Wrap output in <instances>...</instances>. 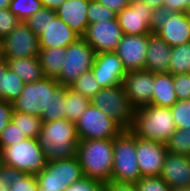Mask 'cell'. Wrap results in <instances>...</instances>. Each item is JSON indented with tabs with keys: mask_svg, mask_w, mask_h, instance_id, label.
Masks as SVG:
<instances>
[{
	"mask_svg": "<svg viewBox=\"0 0 190 191\" xmlns=\"http://www.w3.org/2000/svg\"><path fill=\"white\" fill-rule=\"evenodd\" d=\"M37 139L47 162L76 157L79 138L75 122L65 118L43 122Z\"/></svg>",
	"mask_w": 190,
	"mask_h": 191,
	"instance_id": "1",
	"label": "cell"
},
{
	"mask_svg": "<svg viewBox=\"0 0 190 191\" xmlns=\"http://www.w3.org/2000/svg\"><path fill=\"white\" fill-rule=\"evenodd\" d=\"M6 58L0 59V100L5 101V73L8 69Z\"/></svg>",
	"mask_w": 190,
	"mask_h": 191,
	"instance_id": "48",
	"label": "cell"
},
{
	"mask_svg": "<svg viewBox=\"0 0 190 191\" xmlns=\"http://www.w3.org/2000/svg\"><path fill=\"white\" fill-rule=\"evenodd\" d=\"M0 157L2 164L27 174L40 173L47 163L37 138H25L22 142L5 147Z\"/></svg>",
	"mask_w": 190,
	"mask_h": 191,
	"instance_id": "6",
	"label": "cell"
},
{
	"mask_svg": "<svg viewBox=\"0 0 190 191\" xmlns=\"http://www.w3.org/2000/svg\"><path fill=\"white\" fill-rule=\"evenodd\" d=\"M123 36L117 19L89 24L83 38L95 54L115 51Z\"/></svg>",
	"mask_w": 190,
	"mask_h": 191,
	"instance_id": "13",
	"label": "cell"
},
{
	"mask_svg": "<svg viewBox=\"0 0 190 191\" xmlns=\"http://www.w3.org/2000/svg\"><path fill=\"white\" fill-rule=\"evenodd\" d=\"M166 144L136 137V156L142 177L160 176Z\"/></svg>",
	"mask_w": 190,
	"mask_h": 191,
	"instance_id": "16",
	"label": "cell"
},
{
	"mask_svg": "<svg viewBox=\"0 0 190 191\" xmlns=\"http://www.w3.org/2000/svg\"><path fill=\"white\" fill-rule=\"evenodd\" d=\"M76 157L84 176L104 184L111 181L113 139L79 140Z\"/></svg>",
	"mask_w": 190,
	"mask_h": 191,
	"instance_id": "2",
	"label": "cell"
},
{
	"mask_svg": "<svg viewBox=\"0 0 190 191\" xmlns=\"http://www.w3.org/2000/svg\"><path fill=\"white\" fill-rule=\"evenodd\" d=\"M66 0H41L43 7L56 10Z\"/></svg>",
	"mask_w": 190,
	"mask_h": 191,
	"instance_id": "49",
	"label": "cell"
},
{
	"mask_svg": "<svg viewBox=\"0 0 190 191\" xmlns=\"http://www.w3.org/2000/svg\"><path fill=\"white\" fill-rule=\"evenodd\" d=\"M123 86L135 109L150 105L154 92V73L145 69L127 72Z\"/></svg>",
	"mask_w": 190,
	"mask_h": 191,
	"instance_id": "17",
	"label": "cell"
},
{
	"mask_svg": "<svg viewBox=\"0 0 190 191\" xmlns=\"http://www.w3.org/2000/svg\"><path fill=\"white\" fill-rule=\"evenodd\" d=\"M150 29L171 47L190 42V21L186 13H174L166 7L153 9Z\"/></svg>",
	"mask_w": 190,
	"mask_h": 191,
	"instance_id": "5",
	"label": "cell"
},
{
	"mask_svg": "<svg viewBox=\"0 0 190 191\" xmlns=\"http://www.w3.org/2000/svg\"><path fill=\"white\" fill-rule=\"evenodd\" d=\"M111 180L136 183L142 176L136 156V136L128 129L113 139Z\"/></svg>",
	"mask_w": 190,
	"mask_h": 191,
	"instance_id": "4",
	"label": "cell"
},
{
	"mask_svg": "<svg viewBox=\"0 0 190 191\" xmlns=\"http://www.w3.org/2000/svg\"><path fill=\"white\" fill-rule=\"evenodd\" d=\"M38 191H47V190H44V189L39 188Z\"/></svg>",
	"mask_w": 190,
	"mask_h": 191,
	"instance_id": "56",
	"label": "cell"
},
{
	"mask_svg": "<svg viewBox=\"0 0 190 191\" xmlns=\"http://www.w3.org/2000/svg\"><path fill=\"white\" fill-rule=\"evenodd\" d=\"M170 153L190 156V128L176 129L166 143Z\"/></svg>",
	"mask_w": 190,
	"mask_h": 191,
	"instance_id": "31",
	"label": "cell"
},
{
	"mask_svg": "<svg viewBox=\"0 0 190 191\" xmlns=\"http://www.w3.org/2000/svg\"><path fill=\"white\" fill-rule=\"evenodd\" d=\"M26 174L16 168L0 164V180L9 186L14 185L18 178H23Z\"/></svg>",
	"mask_w": 190,
	"mask_h": 191,
	"instance_id": "43",
	"label": "cell"
},
{
	"mask_svg": "<svg viewBox=\"0 0 190 191\" xmlns=\"http://www.w3.org/2000/svg\"><path fill=\"white\" fill-rule=\"evenodd\" d=\"M4 58H34L39 56V39L28 27L20 21L17 27L4 39Z\"/></svg>",
	"mask_w": 190,
	"mask_h": 191,
	"instance_id": "12",
	"label": "cell"
},
{
	"mask_svg": "<svg viewBox=\"0 0 190 191\" xmlns=\"http://www.w3.org/2000/svg\"><path fill=\"white\" fill-rule=\"evenodd\" d=\"M12 121L27 138H38L43 123L40 116L13 111Z\"/></svg>",
	"mask_w": 190,
	"mask_h": 191,
	"instance_id": "28",
	"label": "cell"
},
{
	"mask_svg": "<svg viewBox=\"0 0 190 191\" xmlns=\"http://www.w3.org/2000/svg\"><path fill=\"white\" fill-rule=\"evenodd\" d=\"M169 62L170 74L190 73V42L172 47Z\"/></svg>",
	"mask_w": 190,
	"mask_h": 191,
	"instance_id": "27",
	"label": "cell"
},
{
	"mask_svg": "<svg viewBox=\"0 0 190 191\" xmlns=\"http://www.w3.org/2000/svg\"><path fill=\"white\" fill-rule=\"evenodd\" d=\"M177 100L190 99V73L173 75Z\"/></svg>",
	"mask_w": 190,
	"mask_h": 191,
	"instance_id": "40",
	"label": "cell"
},
{
	"mask_svg": "<svg viewBox=\"0 0 190 191\" xmlns=\"http://www.w3.org/2000/svg\"><path fill=\"white\" fill-rule=\"evenodd\" d=\"M13 105L10 102L0 100V133L12 120Z\"/></svg>",
	"mask_w": 190,
	"mask_h": 191,
	"instance_id": "44",
	"label": "cell"
},
{
	"mask_svg": "<svg viewBox=\"0 0 190 191\" xmlns=\"http://www.w3.org/2000/svg\"><path fill=\"white\" fill-rule=\"evenodd\" d=\"M43 8L41 0H11L9 10L20 20L26 21L29 17Z\"/></svg>",
	"mask_w": 190,
	"mask_h": 191,
	"instance_id": "32",
	"label": "cell"
},
{
	"mask_svg": "<svg viewBox=\"0 0 190 191\" xmlns=\"http://www.w3.org/2000/svg\"><path fill=\"white\" fill-rule=\"evenodd\" d=\"M80 36L74 32L58 16L49 17V23L43 33L38 36L40 49L46 48H67Z\"/></svg>",
	"mask_w": 190,
	"mask_h": 191,
	"instance_id": "20",
	"label": "cell"
},
{
	"mask_svg": "<svg viewBox=\"0 0 190 191\" xmlns=\"http://www.w3.org/2000/svg\"><path fill=\"white\" fill-rule=\"evenodd\" d=\"M63 191H105V184L84 176Z\"/></svg>",
	"mask_w": 190,
	"mask_h": 191,
	"instance_id": "41",
	"label": "cell"
},
{
	"mask_svg": "<svg viewBox=\"0 0 190 191\" xmlns=\"http://www.w3.org/2000/svg\"><path fill=\"white\" fill-rule=\"evenodd\" d=\"M25 82L10 68L5 73V101L13 103L21 95Z\"/></svg>",
	"mask_w": 190,
	"mask_h": 191,
	"instance_id": "33",
	"label": "cell"
},
{
	"mask_svg": "<svg viewBox=\"0 0 190 191\" xmlns=\"http://www.w3.org/2000/svg\"><path fill=\"white\" fill-rule=\"evenodd\" d=\"M79 140L114 139L124 129L91 103L75 122Z\"/></svg>",
	"mask_w": 190,
	"mask_h": 191,
	"instance_id": "11",
	"label": "cell"
},
{
	"mask_svg": "<svg viewBox=\"0 0 190 191\" xmlns=\"http://www.w3.org/2000/svg\"><path fill=\"white\" fill-rule=\"evenodd\" d=\"M98 3L108 7L118 14L129 6L128 0H96Z\"/></svg>",
	"mask_w": 190,
	"mask_h": 191,
	"instance_id": "47",
	"label": "cell"
},
{
	"mask_svg": "<svg viewBox=\"0 0 190 191\" xmlns=\"http://www.w3.org/2000/svg\"><path fill=\"white\" fill-rule=\"evenodd\" d=\"M186 14H187V17H188V19L190 21V7L187 9Z\"/></svg>",
	"mask_w": 190,
	"mask_h": 191,
	"instance_id": "55",
	"label": "cell"
},
{
	"mask_svg": "<svg viewBox=\"0 0 190 191\" xmlns=\"http://www.w3.org/2000/svg\"><path fill=\"white\" fill-rule=\"evenodd\" d=\"M69 87L89 100L102 89L91 70L83 73Z\"/></svg>",
	"mask_w": 190,
	"mask_h": 191,
	"instance_id": "30",
	"label": "cell"
},
{
	"mask_svg": "<svg viewBox=\"0 0 190 191\" xmlns=\"http://www.w3.org/2000/svg\"><path fill=\"white\" fill-rule=\"evenodd\" d=\"M172 47L156 34L148 35L145 70L154 74L169 73Z\"/></svg>",
	"mask_w": 190,
	"mask_h": 191,
	"instance_id": "22",
	"label": "cell"
},
{
	"mask_svg": "<svg viewBox=\"0 0 190 191\" xmlns=\"http://www.w3.org/2000/svg\"><path fill=\"white\" fill-rule=\"evenodd\" d=\"M147 6L151 7L152 9H157L163 7L164 0H141Z\"/></svg>",
	"mask_w": 190,
	"mask_h": 191,
	"instance_id": "50",
	"label": "cell"
},
{
	"mask_svg": "<svg viewBox=\"0 0 190 191\" xmlns=\"http://www.w3.org/2000/svg\"><path fill=\"white\" fill-rule=\"evenodd\" d=\"M39 183L36 174H26L18 178L14 185L9 186L8 191H38Z\"/></svg>",
	"mask_w": 190,
	"mask_h": 191,
	"instance_id": "42",
	"label": "cell"
},
{
	"mask_svg": "<svg viewBox=\"0 0 190 191\" xmlns=\"http://www.w3.org/2000/svg\"><path fill=\"white\" fill-rule=\"evenodd\" d=\"M89 104L90 100L84 95L65 87V119L76 122Z\"/></svg>",
	"mask_w": 190,
	"mask_h": 191,
	"instance_id": "26",
	"label": "cell"
},
{
	"mask_svg": "<svg viewBox=\"0 0 190 191\" xmlns=\"http://www.w3.org/2000/svg\"><path fill=\"white\" fill-rule=\"evenodd\" d=\"M60 86L56 79L49 77L25 83L21 95L12 103L13 111L41 116V113L49 108L51 95Z\"/></svg>",
	"mask_w": 190,
	"mask_h": 191,
	"instance_id": "9",
	"label": "cell"
},
{
	"mask_svg": "<svg viewBox=\"0 0 190 191\" xmlns=\"http://www.w3.org/2000/svg\"><path fill=\"white\" fill-rule=\"evenodd\" d=\"M4 58V41L0 37V59Z\"/></svg>",
	"mask_w": 190,
	"mask_h": 191,
	"instance_id": "52",
	"label": "cell"
},
{
	"mask_svg": "<svg viewBox=\"0 0 190 191\" xmlns=\"http://www.w3.org/2000/svg\"><path fill=\"white\" fill-rule=\"evenodd\" d=\"M66 48H46L40 49L39 60L43 68L45 77L57 79L63 67Z\"/></svg>",
	"mask_w": 190,
	"mask_h": 191,
	"instance_id": "25",
	"label": "cell"
},
{
	"mask_svg": "<svg viewBox=\"0 0 190 191\" xmlns=\"http://www.w3.org/2000/svg\"><path fill=\"white\" fill-rule=\"evenodd\" d=\"M90 103L116 121L124 130L131 128L135 108L131 105L123 84L102 88L93 96Z\"/></svg>",
	"mask_w": 190,
	"mask_h": 191,
	"instance_id": "7",
	"label": "cell"
},
{
	"mask_svg": "<svg viewBox=\"0 0 190 191\" xmlns=\"http://www.w3.org/2000/svg\"><path fill=\"white\" fill-rule=\"evenodd\" d=\"M170 187H190V156L167 152L160 174Z\"/></svg>",
	"mask_w": 190,
	"mask_h": 191,
	"instance_id": "19",
	"label": "cell"
},
{
	"mask_svg": "<svg viewBox=\"0 0 190 191\" xmlns=\"http://www.w3.org/2000/svg\"><path fill=\"white\" fill-rule=\"evenodd\" d=\"M95 51L83 37L66 48L63 67L56 79L63 87H69L77 78L86 71L91 70Z\"/></svg>",
	"mask_w": 190,
	"mask_h": 191,
	"instance_id": "10",
	"label": "cell"
},
{
	"mask_svg": "<svg viewBox=\"0 0 190 191\" xmlns=\"http://www.w3.org/2000/svg\"><path fill=\"white\" fill-rule=\"evenodd\" d=\"M86 15L89 24L117 19L116 12L98 3L96 0L90 1Z\"/></svg>",
	"mask_w": 190,
	"mask_h": 191,
	"instance_id": "36",
	"label": "cell"
},
{
	"mask_svg": "<svg viewBox=\"0 0 190 191\" xmlns=\"http://www.w3.org/2000/svg\"><path fill=\"white\" fill-rule=\"evenodd\" d=\"M25 138L24 133L18 128L12 120L7 127L0 133V152L12 144L22 142Z\"/></svg>",
	"mask_w": 190,
	"mask_h": 191,
	"instance_id": "37",
	"label": "cell"
},
{
	"mask_svg": "<svg viewBox=\"0 0 190 191\" xmlns=\"http://www.w3.org/2000/svg\"><path fill=\"white\" fill-rule=\"evenodd\" d=\"M153 9L141 0L129 3V6L117 14L119 26L123 34L149 35Z\"/></svg>",
	"mask_w": 190,
	"mask_h": 191,
	"instance_id": "15",
	"label": "cell"
},
{
	"mask_svg": "<svg viewBox=\"0 0 190 191\" xmlns=\"http://www.w3.org/2000/svg\"><path fill=\"white\" fill-rule=\"evenodd\" d=\"M136 186L138 191H171V188L160 176L141 177L136 182Z\"/></svg>",
	"mask_w": 190,
	"mask_h": 191,
	"instance_id": "38",
	"label": "cell"
},
{
	"mask_svg": "<svg viewBox=\"0 0 190 191\" xmlns=\"http://www.w3.org/2000/svg\"><path fill=\"white\" fill-rule=\"evenodd\" d=\"M153 89L151 105L171 108L178 101L174 89L173 75L170 73L154 74Z\"/></svg>",
	"mask_w": 190,
	"mask_h": 191,
	"instance_id": "23",
	"label": "cell"
},
{
	"mask_svg": "<svg viewBox=\"0 0 190 191\" xmlns=\"http://www.w3.org/2000/svg\"><path fill=\"white\" fill-rule=\"evenodd\" d=\"M8 67L25 83L39 81L45 77L39 57L6 59Z\"/></svg>",
	"mask_w": 190,
	"mask_h": 191,
	"instance_id": "24",
	"label": "cell"
},
{
	"mask_svg": "<svg viewBox=\"0 0 190 191\" xmlns=\"http://www.w3.org/2000/svg\"><path fill=\"white\" fill-rule=\"evenodd\" d=\"M65 87L60 86L51 95L48 110L41 113L42 122H50L65 118Z\"/></svg>",
	"mask_w": 190,
	"mask_h": 191,
	"instance_id": "29",
	"label": "cell"
},
{
	"mask_svg": "<svg viewBox=\"0 0 190 191\" xmlns=\"http://www.w3.org/2000/svg\"><path fill=\"white\" fill-rule=\"evenodd\" d=\"M54 10L48 8H41L31 17H29L25 22L27 23L29 29L37 36L43 33L44 29L49 23V17H56Z\"/></svg>",
	"mask_w": 190,
	"mask_h": 191,
	"instance_id": "34",
	"label": "cell"
},
{
	"mask_svg": "<svg viewBox=\"0 0 190 191\" xmlns=\"http://www.w3.org/2000/svg\"><path fill=\"white\" fill-rule=\"evenodd\" d=\"M36 177L39 188L47 191H63L84 175L79 160L74 157L47 162Z\"/></svg>",
	"mask_w": 190,
	"mask_h": 191,
	"instance_id": "8",
	"label": "cell"
},
{
	"mask_svg": "<svg viewBox=\"0 0 190 191\" xmlns=\"http://www.w3.org/2000/svg\"><path fill=\"white\" fill-rule=\"evenodd\" d=\"M8 189H9V185L8 184H4L0 180V191H8Z\"/></svg>",
	"mask_w": 190,
	"mask_h": 191,
	"instance_id": "54",
	"label": "cell"
},
{
	"mask_svg": "<svg viewBox=\"0 0 190 191\" xmlns=\"http://www.w3.org/2000/svg\"><path fill=\"white\" fill-rule=\"evenodd\" d=\"M91 0H66L56 10V15L80 37L85 35L89 21L87 9Z\"/></svg>",
	"mask_w": 190,
	"mask_h": 191,
	"instance_id": "21",
	"label": "cell"
},
{
	"mask_svg": "<svg viewBox=\"0 0 190 191\" xmlns=\"http://www.w3.org/2000/svg\"><path fill=\"white\" fill-rule=\"evenodd\" d=\"M170 109L176 129L190 128V99L178 100Z\"/></svg>",
	"mask_w": 190,
	"mask_h": 191,
	"instance_id": "35",
	"label": "cell"
},
{
	"mask_svg": "<svg viewBox=\"0 0 190 191\" xmlns=\"http://www.w3.org/2000/svg\"><path fill=\"white\" fill-rule=\"evenodd\" d=\"M20 23V20L8 9H0V37L8 36Z\"/></svg>",
	"mask_w": 190,
	"mask_h": 191,
	"instance_id": "39",
	"label": "cell"
},
{
	"mask_svg": "<svg viewBox=\"0 0 190 191\" xmlns=\"http://www.w3.org/2000/svg\"><path fill=\"white\" fill-rule=\"evenodd\" d=\"M171 191H190V187H173Z\"/></svg>",
	"mask_w": 190,
	"mask_h": 191,
	"instance_id": "53",
	"label": "cell"
},
{
	"mask_svg": "<svg viewBox=\"0 0 190 191\" xmlns=\"http://www.w3.org/2000/svg\"><path fill=\"white\" fill-rule=\"evenodd\" d=\"M91 71L101 88L123 84L127 74L121 59L115 51L95 54Z\"/></svg>",
	"mask_w": 190,
	"mask_h": 191,
	"instance_id": "14",
	"label": "cell"
},
{
	"mask_svg": "<svg viewBox=\"0 0 190 191\" xmlns=\"http://www.w3.org/2000/svg\"><path fill=\"white\" fill-rule=\"evenodd\" d=\"M147 45L148 35L123 34L115 52L127 72L144 69Z\"/></svg>",
	"mask_w": 190,
	"mask_h": 191,
	"instance_id": "18",
	"label": "cell"
},
{
	"mask_svg": "<svg viewBox=\"0 0 190 191\" xmlns=\"http://www.w3.org/2000/svg\"><path fill=\"white\" fill-rule=\"evenodd\" d=\"M105 191H138L136 183H121L111 180L105 184Z\"/></svg>",
	"mask_w": 190,
	"mask_h": 191,
	"instance_id": "46",
	"label": "cell"
},
{
	"mask_svg": "<svg viewBox=\"0 0 190 191\" xmlns=\"http://www.w3.org/2000/svg\"><path fill=\"white\" fill-rule=\"evenodd\" d=\"M171 109L146 105L135 109L133 124L129 129L136 137L166 144L176 131Z\"/></svg>",
	"mask_w": 190,
	"mask_h": 191,
	"instance_id": "3",
	"label": "cell"
},
{
	"mask_svg": "<svg viewBox=\"0 0 190 191\" xmlns=\"http://www.w3.org/2000/svg\"><path fill=\"white\" fill-rule=\"evenodd\" d=\"M163 7L174 13H186L190 7V0H164Z\"/></svg>",
	"mask_w": 190,
	"mask_h": 191,
	"instance_id": "45",
	"label": "cell"
},
{
	"mask_svg": "<svg viewBox=\"0 0 190 191\" xmlns=\"http://www.w3.org/2000/svg\"><path fill=\"white\" fill-rule=\"evenodd\" d=\"M11 0H0V9L9 8Z\"/></svg>",
	"mask_w": 190,
	"mask_h": 191,
	"instance_id": "51",
	"label": "cell"
}]
</instances>
